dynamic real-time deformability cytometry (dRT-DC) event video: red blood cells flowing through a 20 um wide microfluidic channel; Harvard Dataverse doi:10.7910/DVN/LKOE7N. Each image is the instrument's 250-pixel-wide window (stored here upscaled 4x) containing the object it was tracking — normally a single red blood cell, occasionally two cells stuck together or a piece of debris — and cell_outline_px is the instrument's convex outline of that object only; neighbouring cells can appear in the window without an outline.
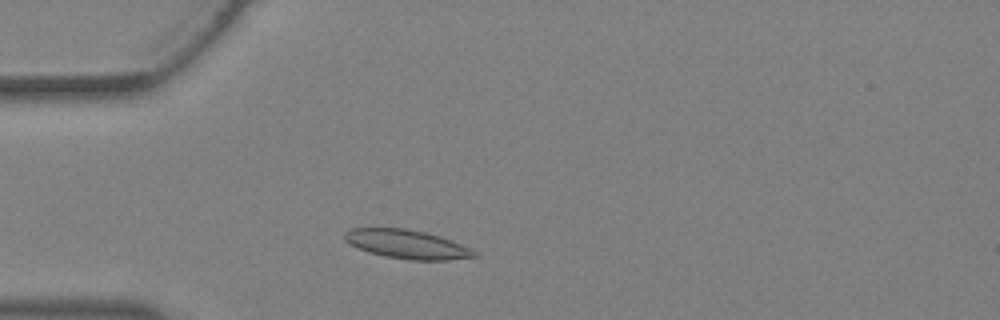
{"species": "Egyptian fruit bat (a non-hibernating species)", "species_latin": "Rousettus aegyptiacus", "temperature_condition": "warm", "stored_images_in_passage": 26, "camera_frame_rate_fps": 3000, "um_per_image_px": 0.085, "animal": {"sex": "female"}, "frame": {"image": 1, "passage_image": 5, "time_ms": 1.333, "image_size_px": [1000, 320], "cell_outline_px": [[480, 256], [448, 260], [412, 260], [384, 256], [368, 252], [344, 240], [344, 232], [348, 228], [404, 228], [424, 232], [440, 236], [472, 248], [480, 252]], "centroid_in_image_um": [34.64, 20.76], "position_along_channel_um": 50.4, "area_um2": 21.91}}
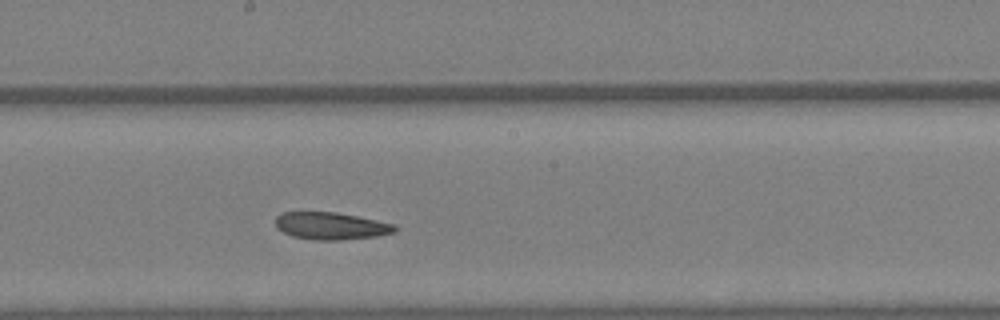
{"frame": {"image": 2, "passage_image": 15, "time_ms": 4.667, "image_size_px": [1000, 320], "cell_outline_px": [[396, 232], [376, 236], [340, 240], [316, 240], [292, 236], [276, 228], [276, 216], [280, 212], [336, 212], [396, 224]], "centroid_in_image_um": [28.12, 19.2], "position_along_channel_um": 220.1, "area_um2": 18.96}}
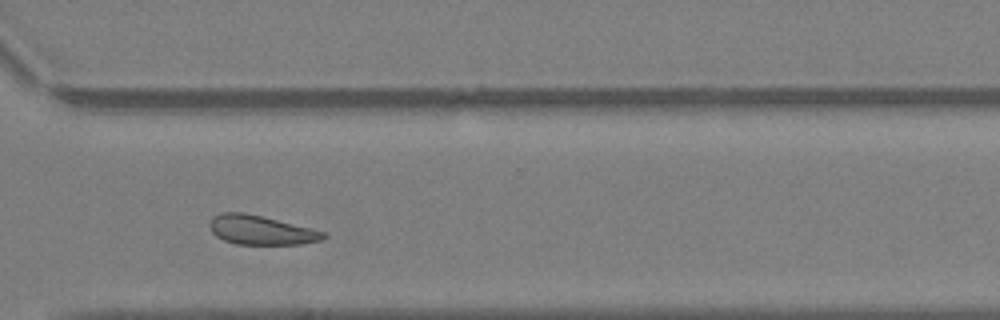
{"frame": {"image": 3, "passage_image": 22, "time_ms": 7.0, "image_size_px": [1000, 320], "cell_outline_px": [[328, 236], [324, 240], [300, 244], [236, 244], [224, 240], [216, 236], [212, 232], [208, 224], [216, 216], [224, 212], [244, 212], [324, 232]], "centroid_in_image_um": [22.17, 19.57], "position_along_channel_um": 348.4, "area_um2": 18.96}}